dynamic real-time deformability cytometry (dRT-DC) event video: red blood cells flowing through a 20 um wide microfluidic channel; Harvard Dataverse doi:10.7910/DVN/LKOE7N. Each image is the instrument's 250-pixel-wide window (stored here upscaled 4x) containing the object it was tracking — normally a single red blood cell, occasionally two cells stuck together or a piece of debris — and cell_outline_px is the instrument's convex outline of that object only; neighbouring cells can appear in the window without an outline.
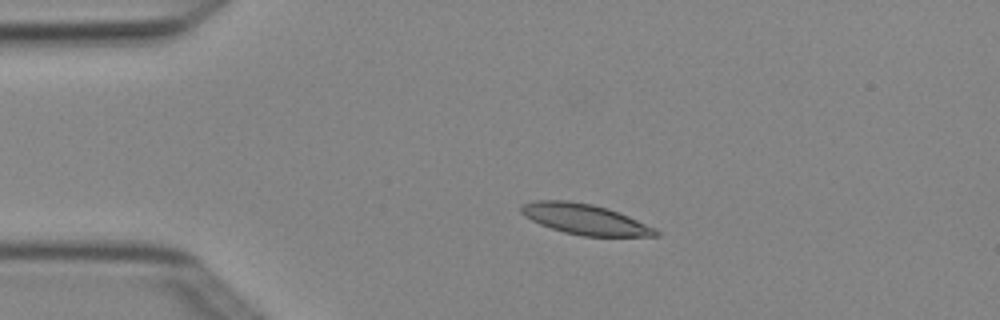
{"species": "Egyptian fruit bat (a non-hibernating species)", "species_latin": "Rousettus aegyptiacus", "temperature_condition": "cold", "stored_images_in_passage": 3, "camera_frame_rate_fps": 3000, "um_per_image_px": 0.085, "animal": {"sex": "female"}, "frame": {"image": 1, "passage_image": 2, "time_ms": 0.333, "image_size_px": [1000, 320], "cell_outline_px": [[660, 236], [584, 236], [564, 232], [540, 224], [524, 216], [520, 212], [520, 204], [536, 200], [572, 200], [592, 204], [608, 208], [628, 216], [656, 228], [660, 232]], "centroid_in_image_um": [49.71, 18.62], "position_along_channel_um": 35.3, "area_um2": 23.99}}